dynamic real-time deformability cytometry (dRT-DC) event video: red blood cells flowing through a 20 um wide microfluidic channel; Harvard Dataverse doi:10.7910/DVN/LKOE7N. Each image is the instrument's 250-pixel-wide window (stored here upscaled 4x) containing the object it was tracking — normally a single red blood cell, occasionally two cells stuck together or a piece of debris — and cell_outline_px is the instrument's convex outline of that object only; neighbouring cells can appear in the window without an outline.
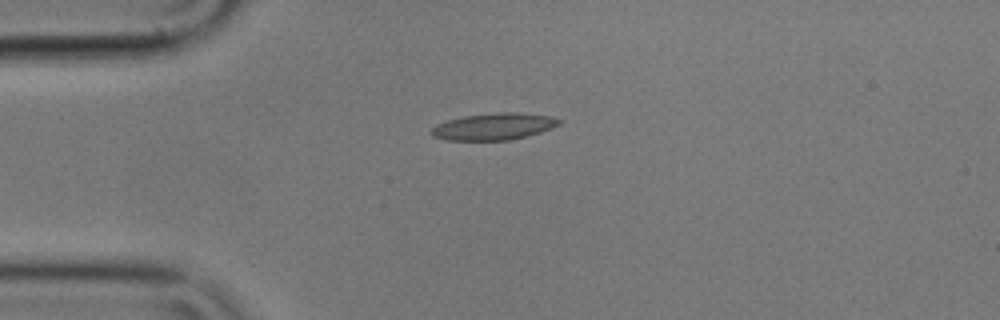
{"species": "common noctule bat (a hibernating species)", "species_latin": "Nyctalus noctula", "temperature_condition": "cold", "stored_images_in_passage": 12, "camera_frame_rate_fps": 3000, "um_per_image_px": 0.085, "animal": {"sex": "male", "body_mass_g": 17.9}, "frame": {"image": 1, "passage_image": 1, "time_ms": 0.0, "image_size_px": [1000, 320], "cell_outline_px": [[564, 120], [560, 124], [552, 128], [528, 136], [508, 140], [448, 140], [432, 136], [432, 128], [436, 124], [448, 120], [464, 116], [500, 112], [516, 112], [548, 116]], "centroid_in_image_um": [42.0, 10.75], "position_along_channel_um": 43.0, "area_um2": 19.83}}
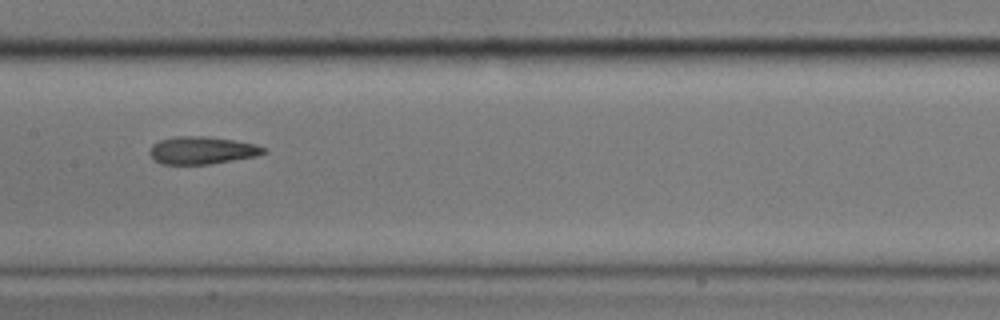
{"frame": {"image": 2, "passage_image": 5, "time_ms": 1.333, "image_size_px": [1000, 320], "cell_outline_px": [[268, 152], [256, 156], [208, 164], [164, 164], [156, 160], [148, 152], [152, 144], [160, 140], [176, 136], [208, 136], [256, 144], [268, 148]], "centroid_in_image_um": [17.2, 12.77], "position_along_channel_um": 190.2, "area_um2": 18.26}}
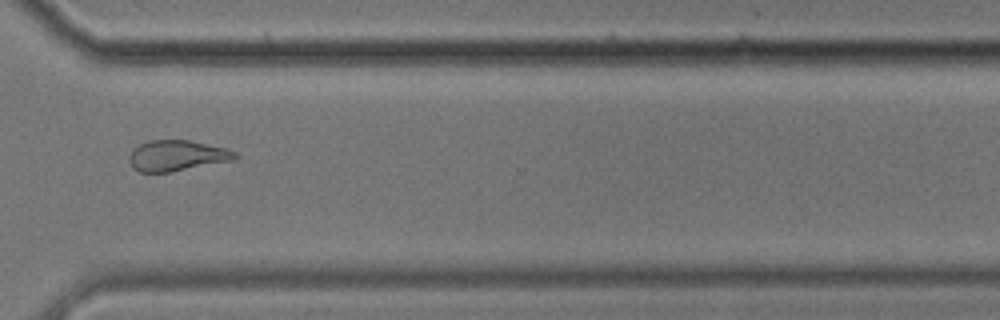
{"frame": {"image": 3, "passage_image": 9, "time_ms": 2.667, "image_size_px": [1000, 320], "cell_outline_px": [[240, 156], [236, 160], [172, 172], [140, 172], [132, 168], [128, 160], [128, 156], [132, 148], [148, 140], [188, 140], [224, 148], [236, 152]], "centroid_in_image_um": [15.02, 13.24], "position_along_channel_um": 355.6, "area_um2": 19.25}}